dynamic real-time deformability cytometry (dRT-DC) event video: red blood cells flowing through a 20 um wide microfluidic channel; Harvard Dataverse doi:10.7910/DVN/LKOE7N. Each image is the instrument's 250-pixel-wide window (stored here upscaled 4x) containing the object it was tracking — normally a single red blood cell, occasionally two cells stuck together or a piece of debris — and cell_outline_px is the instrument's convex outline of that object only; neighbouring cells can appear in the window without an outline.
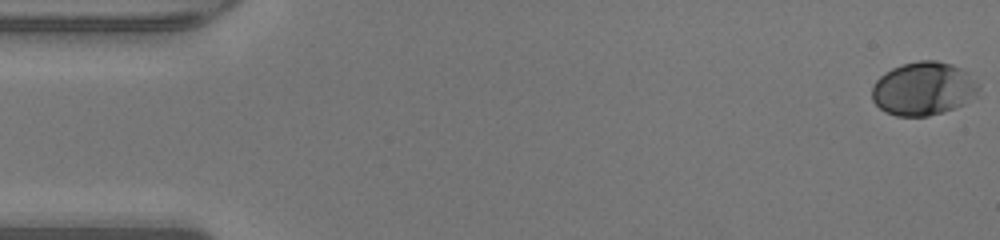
{"species": "human", "species_latin": "Homo sapiens", "temperature_condition": "warm", "stored_images_in_passage": 49, "camera_frame_rate_fps": 3000, "um_per_image_px": 0.085, "donor": {"sex": "male"}, "frame": {"image": 1, "passage_image": 1, "time_ms": 0.0, "image_size_px": [1000, 240], "cell_outline_px": [[980, 88], [976, 96], [964, 104], [944, 112], [928, 116], [896, 116], [884, 112], [872, 100], [872, 88], [876, 80], [884, 72], [900, 64], [920, 60], [936, 60], [952, 64], [968, 72], [980, 84]], "centroid_in_image_um": [78.5, 7.53], "position_along_channel_um": 6.5, "area_um2": 33.64}}
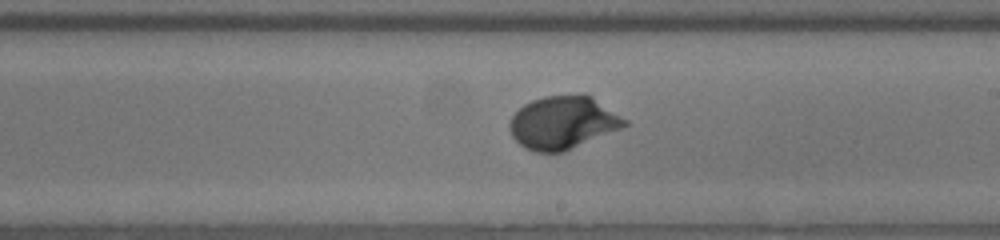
{"frame": {"image": 2, "passage_image": 28, "time_ms": 9.0, "image_size_px": [1000, 240], "cell_outline_px": [[628, 124], [620, 128], [564, 152], [536, 152], [524, 148], [512, 136], [508, 128], [508, 124], [512, 116], [524, 104], [532, 100], [544, 96], [584, 92], [592, 96], [628, 120]], "centroid_in_image_um": [47.84, 10.39], "position_along_channel_um": 241.2, "area_um2": 35.72}}
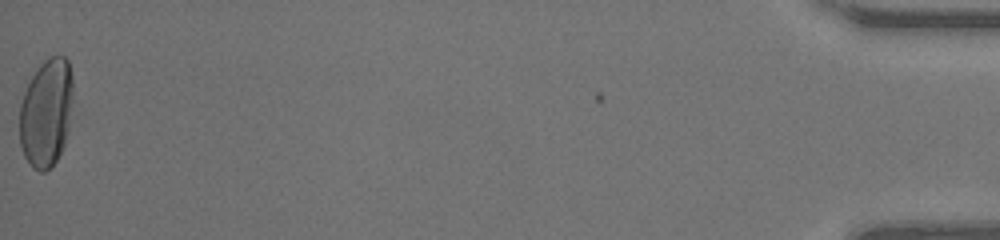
{"frame": {"image": 3, "passage_image": 49, "time_ms": 16.0, "image_size_px": [1000, 240], "cell_outline_px": [[72, 100], [68, 128], [64, 144], [56, 160], [44, 172], [40, 172], [32, 168], [24, 156], [20, 144], [20, 104], [24, 92], [32, 76], [40, 64], [44, 60], [52, 56], [64, 56], [68, 60], [72, 76]], "centroid_in_image_um": [3.92, 9.58], "position_along_channel_um": 431.3, "area_um2": 33.52}, "authors_computed_cell_mechanics": {"area_um2": 33.4084, "velocity_mm_per_s": 4.2853, "shape_relaxation_time_tau1_ms": 2.644, "shape_relaxation_time_tau2_ms": null, "deformation_change_tau1": 0.1661, "deformation_change_tau2": null}}